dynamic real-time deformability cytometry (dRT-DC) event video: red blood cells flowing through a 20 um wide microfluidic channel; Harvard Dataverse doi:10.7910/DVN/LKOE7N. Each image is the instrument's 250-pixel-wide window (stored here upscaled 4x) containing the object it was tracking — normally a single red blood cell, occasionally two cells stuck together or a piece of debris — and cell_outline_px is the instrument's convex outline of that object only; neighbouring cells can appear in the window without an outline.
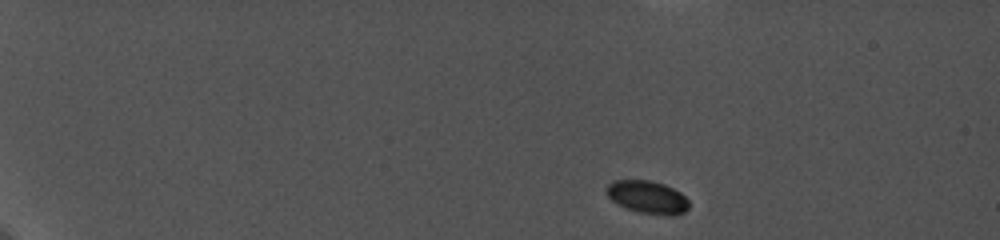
{"species": "common noctule bat (a hibernating species)", "species_latin": "Nyctalus noctula", "temperature_condition": "cold", "stored_images_in_passage": 40, "camera_frame_rate_fps": 5000, "um_per_image_px": 0.085, "animal": {"sex": "female", "body_mass_g": 19.0, "forearm_length_mm": 56.7}, "frame": {"image": 1, "passage_image": 1, "time_ms": 0.0, "image_size_px": [1000, 240], "cell_outline_px": [[688, 208], [684, 212], [676, 216], [664, 216], [640, 212], [624, 208], [616, 204], [608, 196], [608, 184], [612, 180], [648, 180], [664, 184], [680, 192], [688, 200]], "centroid_in_image_um": [55.05, 16.77], "position_along_channel_um": 30.0, "area_um2": 15.84}}